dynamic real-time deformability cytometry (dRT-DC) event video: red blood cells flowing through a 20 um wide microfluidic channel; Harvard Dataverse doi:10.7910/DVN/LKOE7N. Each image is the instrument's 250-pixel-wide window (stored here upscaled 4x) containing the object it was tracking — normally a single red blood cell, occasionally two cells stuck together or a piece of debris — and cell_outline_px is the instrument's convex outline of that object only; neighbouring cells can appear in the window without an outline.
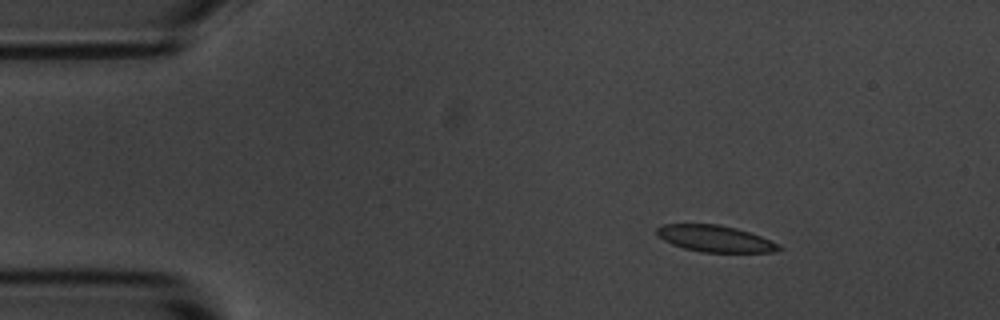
{"species": "common noctule bat (a hibernating species)", "species_latin": "Nyctalus noctula", "temperature_condition": "room temperature", "stored_images_in_passage": 3, "camera_frame_rate_fps": 3000, "um_per_image_px": 0.085, "animal": {"sex": "male", "body_mass_g": 20.1, "forearm_length_mm": 53.5}, "frame": {"image": 1, "passage_image": 1, "time_ms": 0.0, "image_size_px": [1000, 320], "cell_outline_px": [[780, 248], [776, 252], [700, 252], [684, 248], [672, 244], [656, 236], [656, 228], [664, 224], [720, 224], [736, 228], [760, 236], [780, 244]], "centroid_in_image_um": [60.75, 20.28], "position_along_channel_um": 24.3, "area_um2": 18.84}}